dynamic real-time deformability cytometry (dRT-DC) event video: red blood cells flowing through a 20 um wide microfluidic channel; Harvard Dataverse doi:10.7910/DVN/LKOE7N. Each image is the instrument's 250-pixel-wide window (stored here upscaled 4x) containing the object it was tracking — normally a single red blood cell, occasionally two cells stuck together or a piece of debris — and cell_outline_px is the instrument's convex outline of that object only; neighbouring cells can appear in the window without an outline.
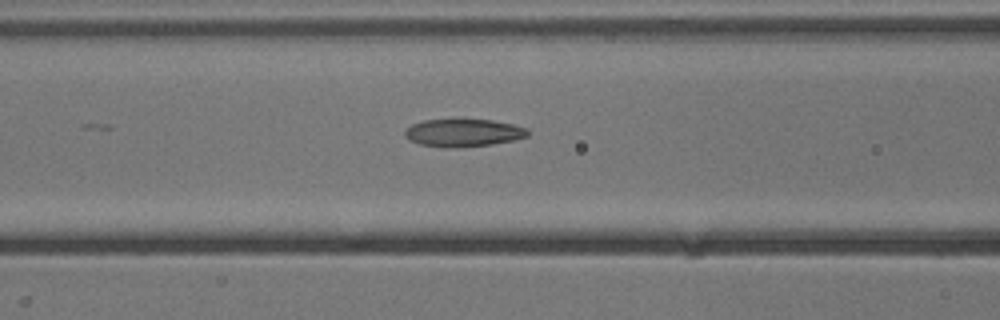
{"species": "common noctule bat (a hibernating species)", "species_latin": "Nyctalus noctula", "temperature_condition": "cold", "stored_images_in_passage": 27, "camera_frame_rate_fps": 3000, "um_per_image_px": 0.085, "animal": {"sex": "male", "body_mass_g": 13.3}, "frame": {"image": 1, "passage_image": 22, "time_ms": 7.0, "image_size_px": [1000, 320], "cell_outline_px": [[528, 136], [512, 140], [488, 144], [452, 148], [448, 148], [420, 144], [408, 140], [404, 136], [404, 132], [412, 124], [424, 120], [492, 120], [512, 124], [528, 128]], "centroid_in_image_um": [39.35, 11.29], "position_along_channel_um": 127.2, "area_um2": 19.54}}
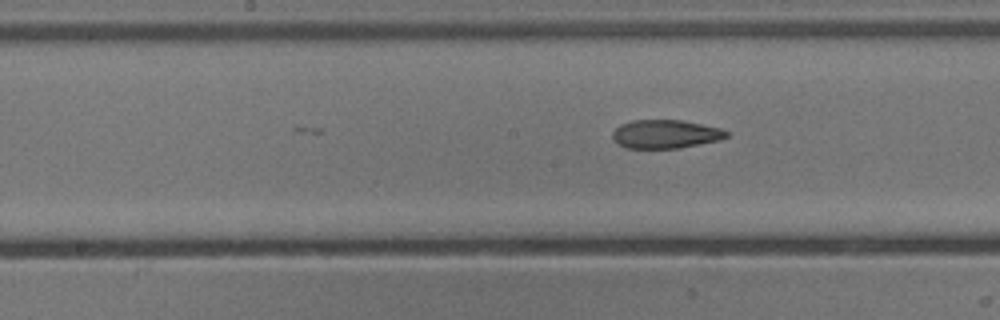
{"frame": {"image": 2, "passage_image": 27, "time_ms": 8.667, "image_size_px": [1000, 320], "cell_outline_px": [[728, 136], [720, 140], [680, 148], [624, 148], [612, 136], [612, 132], [620, 124], [632, 120], [684, 120], [720, 128], [728, 132]], "centroid_in_image_um": [56.58, 11.39], "position_along_channel_um": 191.6, "area_um2": 18.96}}